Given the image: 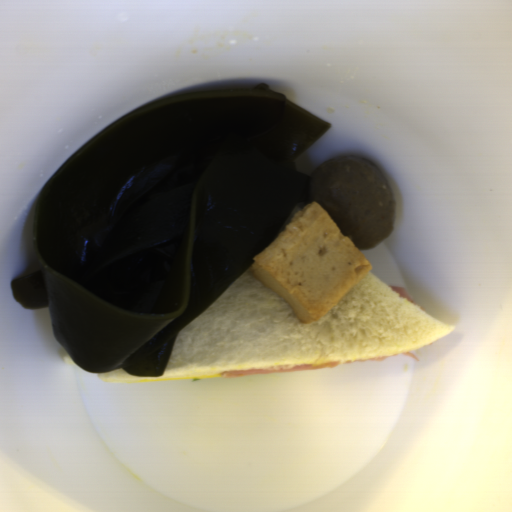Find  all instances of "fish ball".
I'll return each mask as SVG.
<instances>
[{
	"label": "fish ball",
	"instance_id": "fish-ball-1",
	"mask_svg": "<svg viewBox=\"0 0 512 512\" xmlns=\"http://www.w3.org/2000/svg\"><path fill=\"white\" fill-rule=\"evenodd\" d=\"M370 270L367 258L316 200L293 214L250 268L304 325L321 319Z\"/></svg>",
	"mask_w": 512,
	"mask_h": 512
}]
</instances>
